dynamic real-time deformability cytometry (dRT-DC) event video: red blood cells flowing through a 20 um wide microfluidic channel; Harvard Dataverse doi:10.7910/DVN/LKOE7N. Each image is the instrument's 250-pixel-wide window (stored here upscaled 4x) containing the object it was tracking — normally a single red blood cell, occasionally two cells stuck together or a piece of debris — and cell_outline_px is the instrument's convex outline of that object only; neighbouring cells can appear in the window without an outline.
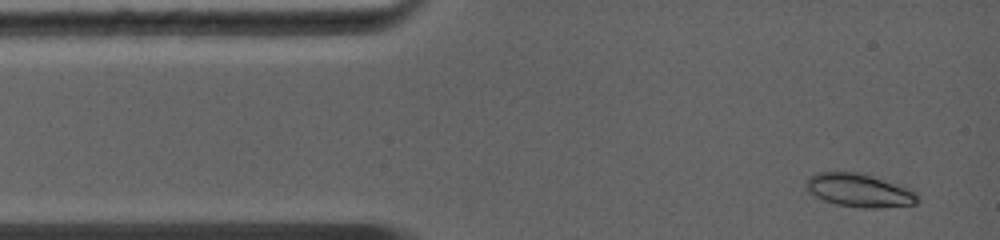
{"species": "common noctule bat (a hibernating species)", "species_latin": "Nyctalus noctula", "temperature_condition": "warm", "stored_images_in_passage": 7, "camera_frame_rate_fps": 5000, "um_per_image_px": 0.085, "animal": {"sex": "female", "body_mass_g": 19.0, "forearm_length_mm": 56.7}, "frame": {"image": 1, "passage_image": 1, "time_ms": 0.0, "image_size_px": [1000, 240], "cell_outline_px": [[920, 200], [916, 204], [880, 208], [864, 208], [836, 204], [824, 200], [808, 192], [804, 184], [808, 176], [816, 172], [856, 172], [904, 188], [912, 192]], "centroid_in_image_um": [72.92, 16.19], "position_along_channel_um": 12.1, "area_um2": 21.04}}
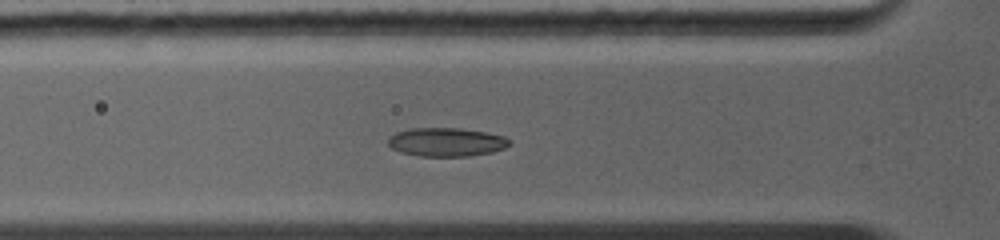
{"frame": {"image": 2, "passage_image": 4, "time_ms": 3.0, "image_size_px": [1000, 240], "cell_outline_px": [[508, 144], [504, 148], [492, 152], [468, 156], [416, 156], [400, 152], [392, 148], [388, 144], [388, 136], [396, 132], [408, 128], [460, 128], [484, 132], [504, 136], [508, 140]], "centroid_in_image_um": [37.87, 12.07], "position_along_channel_um": 87.9, "area_um2": 20.23}}
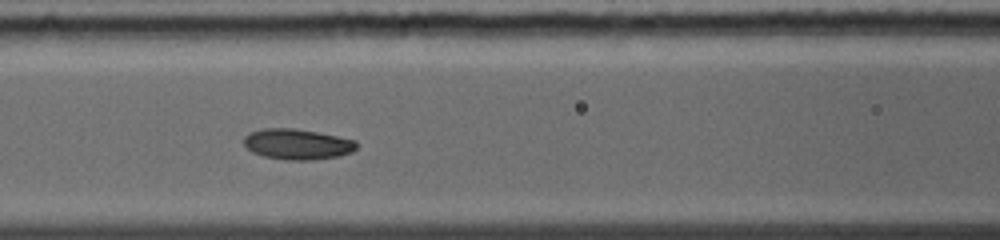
{"frame": {"image": 3, "passage_image": 6, "time_ms": 4.2, "image_size_px": [1000, 240], "cell_outline_px": [[356, 148], [352, 152], [340, 156], [312, 160], [284, 160], [264, 156], [252, 152], [244, 144], [244, 136], [248, 132], [264, 128], [292, 128], [316, 132], [356, 140]], "centroid_in_image_um": [25.25, 12.26], "position_along_channel_um": 141.3, "area_um2": 20.11}}